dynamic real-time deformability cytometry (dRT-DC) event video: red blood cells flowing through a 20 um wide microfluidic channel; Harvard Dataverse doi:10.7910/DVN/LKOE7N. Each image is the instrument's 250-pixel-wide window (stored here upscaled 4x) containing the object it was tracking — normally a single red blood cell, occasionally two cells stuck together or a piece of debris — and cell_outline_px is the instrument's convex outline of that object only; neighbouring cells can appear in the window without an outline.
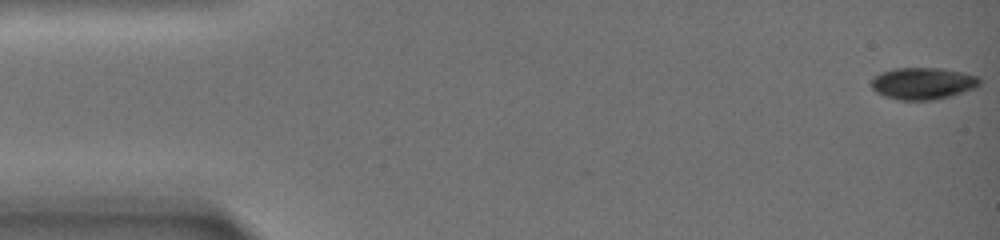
{"species": "common noctule bat (a hibernating species)", "species_latin": "Nyctalus noctula", "temperature_condition": "warm", "stored_images_in_passage": 57, "camera_frame_rate_fps": 3000, "um_per_image_px": 0.085, "animal": {"sex": "female", "body_mass_g": 19.0, "forearm_length_mm": 51.5}, "frame": {"image": 1, "passage_image": 1, "time_ms": 0.0, "image_size_px": [1000, 240], "cell_outline_px": [[980, 84], [976, 88], [952, 96], [936, 100], [900, 100], [884, 96], [876, 92], [872, 88], [872, 76], [880, 72], [896, 68], [940, 68], [980, 76]], "centroid_in_image_um": [78.45, 7.09], "position_along_channel_um": 6.5, "area_um2": 20.35}}
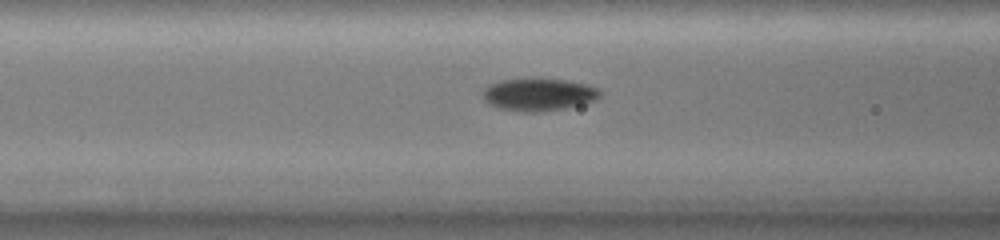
{"frame": {"image": 2, "passage_image": 24, "time_ms": 9.667, "image_size_px": [1000, 240], "cell_outline_px": [[600, 96], [596, 100], [564, 108], [540, 112], [524, 112], [500, 108], [488, 104], [484, 100], [480, 92], [488, 84], [504, 80], [528, 76], [568, 80], [584, 84], [596, 88], [600, 92]], "centroid_in_image_um": [45.71, 8.0], "position_along_channel_um": 120.9, "area_um2": 22.72}}
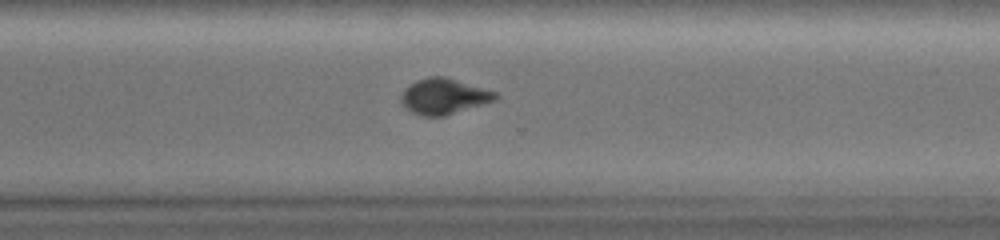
{"frame": {"image": 3, "passage_image": 42, "time_ms": 17.667, "image_size_px": [1000, 240], "cell_outline_px": [[500, 96], [496, 100], [444, 116], [424, 116], [412, 112], [400, 100], [400, 96], [404, 88], [408, 84], [416, 80], [428, 76], [444, 76], [496, 92]], "centroid_in_image_um": [37.71, 8.17], "position_along_channel_um": 332.9, "area_um2": 19.54}, "authors_computed_cell_mechanics": {"area_um2": 20.4612, "velocity_mm_per_s": 2.6519, "shape_relaxation_time_tau1_ms": 4.9026, "shape_relaxation_time_tau2_ms": null, "deformation_change_tau1": 0.157, "deformation_change_tau2": null}}